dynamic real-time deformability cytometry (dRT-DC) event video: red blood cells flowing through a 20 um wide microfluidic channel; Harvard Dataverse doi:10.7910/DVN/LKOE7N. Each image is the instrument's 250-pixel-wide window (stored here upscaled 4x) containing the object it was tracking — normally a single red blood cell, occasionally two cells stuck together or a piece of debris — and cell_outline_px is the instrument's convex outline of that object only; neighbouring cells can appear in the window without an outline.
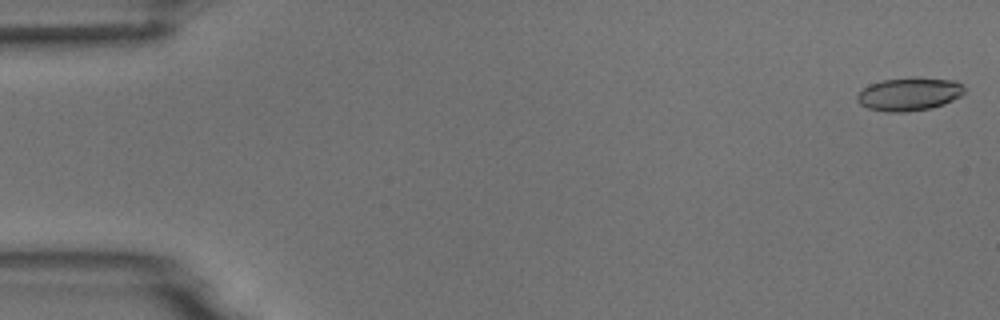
{"species": "common noctule bat (a hibernating species)", "species_latin": "Nyctalus noctula", "temperature_condition": "room temperature", "stored_images_in_passage": 6, "camera_frame_rate_fps": 3000, "um_per_image_px": 0.085, "animal": {"sex": "male", "body_mass_g": 18.8}, "frame": {"image": 1, "passage_image": 1, "time_ms": 0.0, "image_size_px": [1000, 320], "cell_outline_px": [[964, 92], [960, 96], [944, 104], [932, 108], [904, 112], [884, 112], [868, 108], [860, 104], [856, 100], [856, 96], [864, 88], [872, 84], [884, 80], [912, 76], [916, 76], [956, 80], [964, 88]], "centroid_in_image_um": [77.29, 7.98], "position_along_channel_um": 7.7, "area_um2": 20.92}}
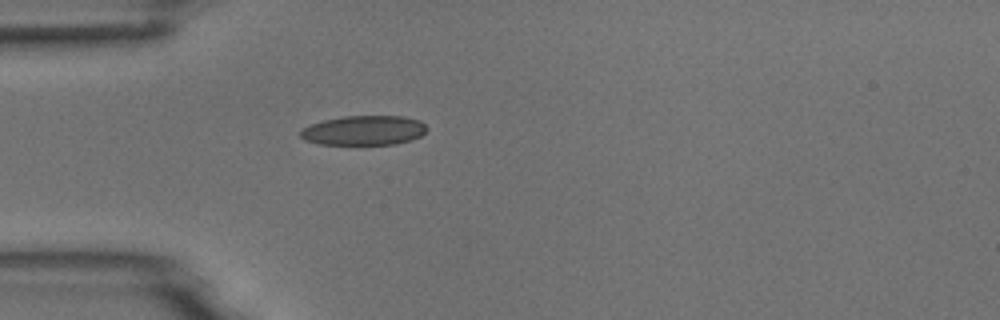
{"frame": {"image": 2, "passage_image": 5, "time_ms": 4.667, "image_size_px": [1000, 320], "cell_outline_px": [[428, 128], [420, 136], [412, 140], [396, 144], [320, 144], [304, 140], [300, 136], [300, 132], [304, 128], [312, 124], [324, 120], [344, 116], [404, 116], [420, 120]], "centroid_in_image_um": [30.96, 11.08], "position_along_channel_um": 54.0, "area_um2": 21.73}}